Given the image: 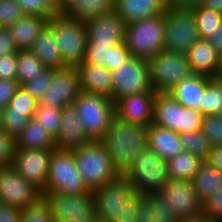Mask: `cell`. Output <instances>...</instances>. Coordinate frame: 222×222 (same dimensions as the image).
<instances>
[{"label":"cell","instance_id":"33","mask_svg":"<svg viewBox=\"0 0 222 222\" xmlns=\"http://www.w3.org/2000/svg\"><path fill=\"white\" fill-rule=\"evenodd\" d=\"M17 81L19 86L36 77L46 68L39 58L30 50L17 51Z\"/></svg>","mask_w":222,"mask_h":222},{"label":"cell","instance_id":"17","mask_svg":"<svg viewBox=\"0 0 222 222\" xmlns=\"http://www.w3.org/2000/svg\"><path fill=\"white\" fill-rule=\"evenodd\" d=\"M88 44L115 46L125 42L126 23L113 10L85 22Z\"/></svg>","mask_w":222,"mask_h":222},{"label":"cell","instance_id":"18","mask_svg":"<svg viewBox=\"0 0 222 222\" xmlns=\"http://www.w3.org/2000/svg\"><path fill=\"white\" fill-rule=\"evenodd\" d=\"M156 95L155 91H145L124 96L114 103L115 115L128 123L148 127L153 122Z\"/></svg>","mask_w":222,"mask_h":222},{"label":"cell","instance_id":"43","mask_svg":"<svg viewBox=\"0 0 222 222\" xmlns=\"http://www.w3.org/2000/svg\"><path fill=\"white\" fill-rule=\"evenodd\" d=\"M203 118L204 115L201 112L181 105L179 134L202 130Z\"/></svg>","mask_w":222,"mask_h":222},{"label":"cell","instance_id":"29","mask_svg":"<svg viewBox=\"0 0 222 222\" xmlns=\"http://www.w3.org/2000/svg\"><path fill=\"white\" fill-rule=\"evenodd\" d=\"M15 149H55V139L32 118L15 138Z\"/></svg>","mask_w":222,"mask_h":222},{"label":"cell","instance_id":"24","mask_svg":"<svg viewBox=\"0 0 222 222\" xmlns=\"http://www.w3.org/2000/svg\"><path fill=\"white\" fill-rule=\"evenodd\" d=\"M166 0H115L114 11L126 23L162 15Z\"/></svg>","mask_w":222,"mask_h":222},{"label":"cell","instance_id":"32","mask_svg":"<svg viewBox=\"0 0 222 222\" xmlns=\"http://www.w3.org/2000/svg\"><path fill=\"white\" fill-rule=\"evenodd\" d=\"M114 8L115 0H82L69 15L78 21L86 22L111 12Z\"/></svg>","mask_w":222,"mask_h":222},{"label":"cell","instance_id":"54","mask_svg":"<svg viewBox=\"0 0 222 222\" xmlns=\"http://www.w3.org/2000/svg\"><path fill=\"white\" fill-rule=\"evenodd\" d=\"M202 0H166L168 9H185L193 10L201 4Z\"/></svg>","mask_w":222,"mask_h":222},{"label":"cell","instance_id":"34","mask_svg":"<svg viewBox=\"0 0 222 222\" xmlns=\"http://www.w3.org/2000/svg\"><path fill=\"white\" fill-rule=\"evenodd\" d=\"M201 113L204 116H222V77L211 78L206 84Z\"/></svg>","mask_w":222,"mask_h":222},{"label":"cell","instance_id":"10","mask_svg":"<svg viewBox=\"0 0 222 222\" xmlns=\"http://www.w3.org/2000/svg\"><path fill=\"white\" fill-rule=\"evenodd\" d=\"M200 39L192 10L168 9L164 13V50L186 53Z\"/></svg>","mask_w":222,"mask_h":222},{"label":"cell","instance_id":"44","mask_svg":"<svg viewBox=\"0 0 222 222\" xmlns=\"http://www.w3.org/2000/svg\"><path fill=\"white\" fill-rule=\"evenodd\" d=\"M22 7L14 0H0V27H9L24 16Z\"/></svg>","mask_w":222,"mask_h":222},{"label":"cell","instance_id":"55","mask_svg":"<svg viewBox=\"0 0 222 222\" xmlns=\"http://www.w3.org/2000/svg\"><path fill=\"white\" fill-rule=\"evenodd\" d=\"M206 162L222 172V145L212 146L210 156Z\"/></svg>","mask_w":222,"mask_h":222},{"label":"cell","instance_id":"46","mask_svg":"<svg viewBox=\"0 0 222 222\" xmlns=\"http://www.w3.org/2000/svg\"><path fill=\"white\" fill-rule=\"evenodd\" d=\"M111 47L113 46L87 45L82 63L99 64L106 67V63H109Z\"/></svg>","mask_w":222,"mask_h":222},{"label":"cell","instance_id":"56","mask_svg":"<svg viewBox=\"0 0 222 222\" xmlns=\"http://www.w3.org/2000/svg\"><path fill=\"white\" fill-rule=\"evenodd\" d=\"M206 40L222 55V22L219 28Z\"/></svg>","mask_w":222,"mask_h":222},{"label":"cell","instance_id":"27","mask_svg":"<svg viewBox=\"0 0 222 222\" xmlns=\"http://www.w3.org/2000/svg\"><path fill=\"white\" fill-rule=\"evenodd\" d=\"M136 222H178L180 219L170 209L160 193H151L139 203Z\"/></svg>","mask_w":222,"mask_h":222},{"label":"cell","instance_id":"58","mask_svg":"<svg viewBox=\"0 0 222 222\" xmlns=\"http://www.w3.org/2000/svg\"><path fill=\"white\" fill-rule=\"evenodd\" d=\"M200 5L222 14V0H202Z\"/></svg>","mask_w":222,"mask_h":222},{"label":"cell","instance_id":"9","mask_svg":"<svg viewBox=\"0 0 222 222\" xmlns=\"http://www.w3.org/2000/svg\"><path fill=\"white\" fill-rule=\"evenodd\" d=\"M148 63L151 88L156 93H168L177 83L193 74L186 53L162 50Z\"/></svg>","mask_w":222,"mask_h":222},{"label":"cell","instance_id":"49","mask_svg":"<svg viewBox=\"0 0 222 222\" xmlns=\"http://www.w3.org/2000/svg\"><path fill=\"white\" fill-rule=\"evenodd\" d=\"M204 214L211 221H219L222 219V187L204 202Z\"/></svg>","mask_w":222,"mask_h":222},{"label":"cell","instance_id":"41","mask_svg":"<svg viewBox=\"0 0 222 222\" xmlns=\"http://www.w3.org/2000/svg\"><path fill=\"white\" fill-rule=\"evenodd\" d=\"M54 68H44L36 77L24 83V89L38 102L46 93L52 81Z\"/></svg>","mask_w":222,"mask_h":222},{"label":"cell","instance_id":"20","mask_svg":"<svg viewBox=\"0 0 222 222\" xmlns=\"http://www.w3.org/2000/svg\"><path fill=\"white\" fill-rule=\"evenodd\" d=\"M61 112V128L55 140V148L58 150H73L90 143L91 140L84 131L75 105L65 106Z\"/></svg>","mask_w":222,"mask_h":222},{"label":"cell","instance_id":"37","mask_svg":"<svg viewBox=\"0 0 222 222\" xmlns=\"http://www.w3.org/2000/svg\"><path fill=\"white\" fill-rule=\"evenodd\" d=\"M201 39H207L219 28L222 14L198 5L192 10Z\"/></svg>","mask_w":222,"mask_h":222},{"label":"cell","instance_id":"3","mask_svg":"<svg viewBox=\"0 0 222 222\" xmlns=\"http://www.w3.org/2000/svg\"><path fill=\"white\" fill-rule=\"evenodd\" d=\"M77 169L89 190L117 180L121 175L114 168L109 153L99 141L73 149Z\"/></svg>","mask_w":222,"mask_h":222},{"label":"cell","instance_id":"4","mask_svg":"<svg viewBox=\"0 0 222 222\" xmlns=\"http://www.w3.org/2000/svg\"><path fill=\"white\" fill-rule=\"evenodd\" d=\"M121 176L144 196L159 193L170 180L167 161L148 147L136 156Z\"/></svg>","mask_w":222,"mask_h":222},{"label":"cell","instance_id":"5","mask_svg":"<svg viewBox=\"0 0 222 222\" xmlns=\"http://www.w3.org/2000/svg\"><path fill=\"white\" fill-rule=\"evenodd\" d=\"M49 25L55 30L64 64L68 67L79 66L84 61L88 44L85 22L69 14H57L50 18Z\"/></svg>","mask_w":222,"mask_h":222},{"label":"cell","instance_id":"50","mask_svg":"<svg viewBox=\"0 0 222 222\" xmlns=\"http://www.w3.org/2000/svg\"><path fill=\"white\" fill-rule=\"evenodd\" d=\"M0 79L17 80L16 53L0 57Z\"/></svg>","mask_w":222,"mask_h":222},{"label":"cell","instance_id":"1","mask_svg":"<svg viewBox=\"0 0 222 222\" xmlns=\"http://www.w3.org/2000/svg\"><path fill=\"white\" fill-rule=\"evenodd\" d=\"M99 142L122 175L136 156L148 147V127L128 123L115 115Z\"/></svg>","mask_w":222,"mask_h":222},{"label":"cell","instance_id":"6","mask_svg":"<svg viewBox=\"0 0 222 222\" xmlns=\"http://www.w3.org/2000/svg\"><path fill=\"white\" fill-rule=\"evenodd\" d=\"M125 43L135 58L156 56L164 50V14L126 24Z\"/></svg>","mask_w":222,"mask_h":222},{"label":"cell","instance_id":"14","mask_svg":"<svg viewBox=\"0 0 222 222\" xmlns=\"http://www.w3.org/2000/svg\"><path fill=\"white\" fill-rule=\"evenodd\" d=\"M80 92V79L76 67L67 66L54 69L52 81L38 105L62 109L65 106L73 105Z\"/></svg>","mask_w":222,"mask_h":222},{"label":"cell","instance_id":"11","mask_svg":"<svg viewBox=\"0 0 222 222\" xmlns=\"http://www.w3.org/2000/svg\"><path fill=\"white\" fill-rule=\"evenodd\" d=\"M49 203L54 222H93L96 204L93 191L85 194L42 193Z\"/></svg>","mask_w":222,"mask_h":222},{"label":"cell","instance_id":"61","mask_svg":"<svg viewBox=\"0 0 222 222\" xmlns=\"http://www.w3.org/2000/svg\"><path fill=\"white\" fill-rule=\"evenodd\" d=\"M93 222H105V221L96 218Z\"/></svg>","mask_w":222,"mask_h":222},{"label":"cell","instance_id":"57","mask_svg":"<svg viewBox=\"0 0 222 222\" xmlns=\"http://www.w3.org/2000/svg\"><path fill=\"white\" fill-rule=\"evenodd\" d=\"M58 14H69L82 0H56Z\"/></svg>","mask_w":222,"mask_h":222},{"label":"cell","instance_id":"26","mask_svg":"<svg viewBox=\"0 0 222 222\" xmlns=\"http://www.w3.org/2000/svg\"><path fill=\"white\" fill-rule=\"evenodd\" d=\"M30 51L39 58L46 68L61 69L67 67L60 53L55 30L49 24L35 40Z\"/></svg>","mask_w":222,"mask_h":222},{"label":"cell","instance_id":"12","mask_svg":"<svg viewBox=\"0 0 222 222\" xmlns=\"http://www.w3.org/2000/svg\"><path fill=\"white\" fill-rule=\"evenodd\" d=\"M112 76V101L114 103L127 95L153 91L147 60L132 56L122 66L112 71Z\"/></svg>","mask_w":222,"mask_h":222},{"label":"cell","instance_id":"47","mask_svg":"<svg viewBox=\"0 0 222 222\" xmlns=\"http://www.w3.org/2000/svg\"><path fill=\"white\" fill-rule=\"evenodd\" d=\"M131 53L125 42L119 43L110 49L109 63H106V67L110 71L122 66L127 60L131 58Z\"/></svg>","mask_w":222,"mask_h":222},{"label":"cell","instance_id":"48","mask_svg":"<svg viewBox=\"0 0 222 222\" xmlns=\"http://www.w3.org/2000/svg\"><path fill=\"white\" fill-rule=\"evenodd\" d=\"M15 151V139L0 131V168L11 166Z\"/></svg>","mask_w":222,"mask_h":222},{"label":"cell","instance_id":"15","mask_svg":"<svg viewBox=\"0 0 222 222\" xmlns=\"http://www.w3.org/2000/svg\"><path fill=\"white\" fill-rule=\"evenodd\" d=\"M159 193L179 219L204 213V203L191 181L170 178Z\"/></svg>","mask_w":222,"mask_h":222},{"label":"cell","instance_id":"19","mask_svg":"<svg viewBox=\"0 0 222 222\" xmlns=\"http://www.w3.org/2000/svg\"><path fill=\"white\" fill-rule=\"evenodd\" d=\"M186 56L193 74L222 77V55L206 39L200 38Z\"/></svg>","mask_w":222,"mask_h":222},{"label":"cell","instance_id":"45","mask_svg":"<svg viewBox=\"0 0 222 222\" xmlns=\"http://www.w3.org/2000/svg\"><path fill=\"white\" fill-rule=\"evenodd\" d=\"M201 131L212 146L222 145V116H204Z\"/></svg>","mask_w":222,"mask_h":222},{"label":"cell","instance_id":"2","mask_svg":"<svg viewBox=\"0 0 222 222\" xmlns=\"http://www.w3.org/2000/svg\"><path fill=\"white\" fill-rule=\"evenodd\" d=\"M96 218L105 222H136L139 203L145 198L122 176L93 191Z\"/></svg>","mask_w":222,"mask_h":222},{"label":"cell","instance_id":"40","mask_svg":"<svg viewBox=\"0 0 222 222\" xmlns=\"http://www.w3.org/2000/svg\"><path fill=\"white\" fill-rule=\"evenodd\" d=\"M21 222H54L50 205L43 196L22 209Z\"/></svg>","mask_w":222,"mask_h":222},{"label":"cell","instance_id":"42","mask_svg":"<svg viewBox=\"0 0 222 222\" xmlns=\"http://www.w3.org/2000/svg\"><path fill=\"white\" fill-rule=\"evenodd\" d=\"M38 104L39 102L23 86H19L4 109H12V112H35Z\"/></svg>","mask_w":222,"mask_h":222},{"label":"cell","instance_id":"28","mask_svg":"<svg viewBox=\"0 0 222 222\" xmlns=\"http://www.w3.org/2000/svg\"><path fill=\"white\" fill-rule=\"evenodd\" d=\"M181 104L168 93H157L154 101L153 124L179 134Z\"/></svg>","mask_w":222,"mask_h":222},{"label":"cell","instance_id":"53","mask_svg":"<svg viewBox=\"0 0 222 222\" xmlns=\"http://www.w3.org/2000/svg\"><path fill=\"white\" fill-rule=\"evenodd\" d=\"M22 209L0 203V222H21Z\"/></svg>","mask_w":222,"mask_h":222},{"label":"cell","instance_id":"7","mask_svg":"<svg viewBox=\"0 0 222 222\" xmlns=\"http://www.w3.org/2000/svg\"><path fill=\"white\" fill-rule=\"evenodd\" d=\"M74 105L89 139L99 141L115 116V104L112 99L81 91Z\"/></svg>","mask_w":222,"mask_h":222},{"label":"cell","instance_id":"39","mask_svg":"<svg viewBox=\"0 0 222 222\" xmlns=\"http://www.w3.org/2000/svg\"><path fill=\"white\" fill-rule=\"evenodd\" d=\"M23 9L25 15H38L51 18L58 14L56 0H14Z\"/></svg>","mask_w":222,"mask_h":222},{"label":"cell","instance_id":"16","mask_svg":"<svg viewBox=\"0 0 222 222\" xmlns=\"http://www.w3.org/2000/svg\"><path fill=\"white\" fill-rule=\"evenodd\" d=\"M52 150L15 149L11 166L43 192L46 188Z\"/></svg>","mask_w":222,"mask_h":222},{"label":"cell","instance_id":"30","mask_svg":"<svg viewBox=\"0 0 222 222\" xmlns=\"http://www.w3.org/2000/svg\"><path fill=\"white\" fill-rule=\"evenodd\" d=\"M191 183L204 203L222 187V172L204 161L193 176Z\"/></svg>","mask_w":222,"mask_h":222},{"label":"cell","instance_id":"59","mask_svg":"<svg viewBox=\"0 0 222 222\" xmlns=\"http://www.w3.org/2000/svg\"><path fill=\"white\" fill-rule=\"evenodd\" d=\"M178 222H211V220H209V218L204 213H202L193 217H185L180 219Z\"/></svg>","mask_w":222,"mask_h":222},{"label":"cell","instance_id":"52","mask_svg":"<svg viewBox=\"0 0 222 222\" xmlns=\"http://www.w3.org/2000/svg\"><path fill=\"white\" fill-rule=\"evenodd\" d=\"M12 53H17V49L13 42L10 30L8 27H0V57Z\"/></svg>","mask_w":222,"mask_h":222},{"label":"cell","instance_id":"35","mask_svg":"<svg viewBox=\"0 0 222 222\" xmlns=\"http://www.w3.org/2000/svg\"><path fill=\"white\" fill-rule=\"evenodd\" d=\"M183 151L189 152L202 161H207L212 144L201 130L180 134Z\"/></svg>","mask_w":222,"mask_h":222},{"label":"cell","instance_id":"38","mask_svg":"<svg viewBox=\"0 0 222 222\" xmlns=\"http://www.w3.org/2000/svg\"><path fill=\"white\" fill-rule=\"evenodd\" d=\"M34 112H12V109H2V130L14 139L25 129Z\"/></svg>","mask_w":222,"mask_h":222},{"label":"cell","instance_id":"13","mask_svg":"<svg viewBox=\"0 0 222 222\" xmlns=\"http://www.w3.org/2000/svg\"><path fill=\"white\" fill-rule=\"evenodd\" d=\"M42 196V191L18 174L12 166L0 168L1 204L24 209Z\"/></svg>","mask_w":222,"mask_h":222},{"label":"cell","instance_id":"51","mask_svg":"<svg viewBox=\"0 0 222 222\" xmlns=\"http://www.w3.org/2000/svg\"><path fill=\"white\" fill-rule=\"evenodd\" d=\"M18 87L19 83L17 80L0 79V109L8 106Z\"/></svg>","mask_w":222,"mask_h":222},{"label":"cell","instance_id":"31","mask_svg":"<svg viewBox=\"0 0 222 222\" xmlns=\"http://www.w3.org/2000/svg\"><path fill=\"white\" fill-rule=\"evenodd\" d=\"M202 161L189 152H181L167 161L170 178L191 181Z\"/></svg>","mask_w":222,"mask_h":222},{"label":"cell","instance_id":"23","mask_svg":"<svg viewBox=\"0 0 222 222\" xmlns=\"http://www.w3.org/2000/svg\"><path fill=\"white\" fill-rule=\"evenodd\" d=\"M210 79L208 76L192 74L177 83L168 94L182 106L201 112L203 94Z\"/></svg>","mask_w":222,"mask_h":222},{"label":"cell","instance_id":"8","mask_svg":"<svg viewBox=\"0 0 222 222\" xmlns=\"http://www.w3.org/2000/svg\"><path fill=\"white\" fill-rule=\"evenodd\" d=\"M90 190L77 169L73 150L53 149L46 188L42 193L85 194Z\"/></svg>","mask_w":222,"mask_h":222},{"label":"cell","instance_id":"36","mask_svg":"<svg viewBox=\"0 0 222 222\" xmlns=\"http://www.w3.org/2000/svg\"><path fill=\"white\" fill-rule=\"evenodd\" d=\"M62 109L46 105H38L33 119L41 125L55 140L60 132Z\"/></svg>","mask_w":222,"mask_h":222},{"label":"cell","instance_id":"60","mask_svg":"<svg viewBox=\"0 0 222 222\" xmlns=\"http://www.w3.org/2000/svg\"><path fill=\"white\" fill-rule=\"evenodd\" d=\"M2 130V109H0V131Z\"/></svg>","mask_w":222,"mask_h":222},{"label":"cell","instance_id":"21","mask_svg":"<svg viewBox=\"0 0 222 222\" xmlns=\"http://www.w3.org/2000/svg\"><path fill=\"white\" fill-rule=\"evenodd\" d=\"M81 91L102 95L112 99V71L99 64L81 63L76 67Z\"/></svg>","mask_w":222,"mask_h":222},{"label":"cell","instance_id":"22","mask_svg":"<svg viewBox=\"0 0 222 222\" xmlns=\"http://www.w3.org/2000/svg\"><path fill=\"white\" fill-rule=\"evenodd\" d=\"M49 21V17L24 15L9 26L17 51L30 50L35 40L49 24Z\"/></svg>","mask_w":222,"mask_h":222},{"label":"cell","instance_id":"25","mask_svg":"<svg viewBox=\"0 0 222 222\" xmlns=\"http://www.w3.org/2000/svg\"><path fill=\"white\" fill-rule=\"evenodd\" d=\"M148 148L165 161L183 152L180 134L153 123L148 126Z\"/></svg>","mask_w":222,"mask_h":222}]
</instances>
